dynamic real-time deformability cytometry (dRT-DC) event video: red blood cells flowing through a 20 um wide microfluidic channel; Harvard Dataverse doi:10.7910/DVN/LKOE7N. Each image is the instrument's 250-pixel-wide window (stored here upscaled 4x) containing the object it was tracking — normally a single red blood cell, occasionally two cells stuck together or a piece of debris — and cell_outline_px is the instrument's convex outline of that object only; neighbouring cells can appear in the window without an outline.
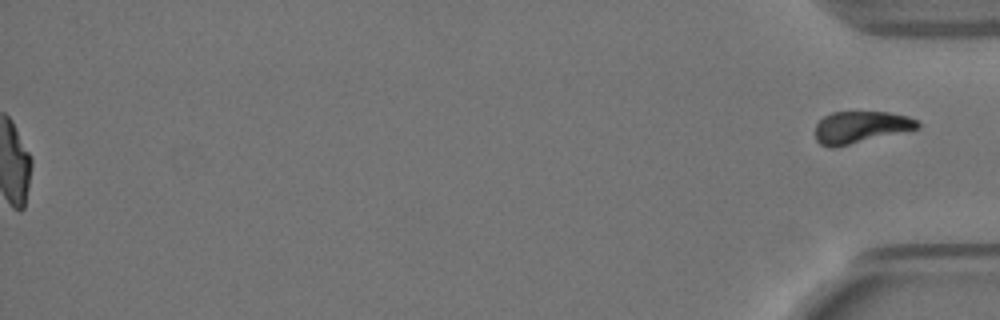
{"species": "Egyptian fruit bat (a non-hibernating species)", "species_latin": "Rousettus aegyptiacus", "temperature_condition": "warm", "stored_images_in_passage": 58, "segment_of_instrument_passage": [2, 2], "camera_frame_rate_fps": 3000, "um_per_image_px": 0.085, "animal": {"sex": "female"}, "frame": {"image": 1, "passage_image": 58, "time_ms": 19.0, "image_size_px": [1000, 320], "cell_outline_px": [[920, 128], [836, 148], [828, 148], [820, 144], [816, 140], [816, 124], [824, 116], [832, 112], [888, 112], [908, 116], [916, 120], [920, 124]], "centroid_in_image_um": [73.14, 10.82], "position_along_channel_um": 362.1, "area_um2": 19.19}}